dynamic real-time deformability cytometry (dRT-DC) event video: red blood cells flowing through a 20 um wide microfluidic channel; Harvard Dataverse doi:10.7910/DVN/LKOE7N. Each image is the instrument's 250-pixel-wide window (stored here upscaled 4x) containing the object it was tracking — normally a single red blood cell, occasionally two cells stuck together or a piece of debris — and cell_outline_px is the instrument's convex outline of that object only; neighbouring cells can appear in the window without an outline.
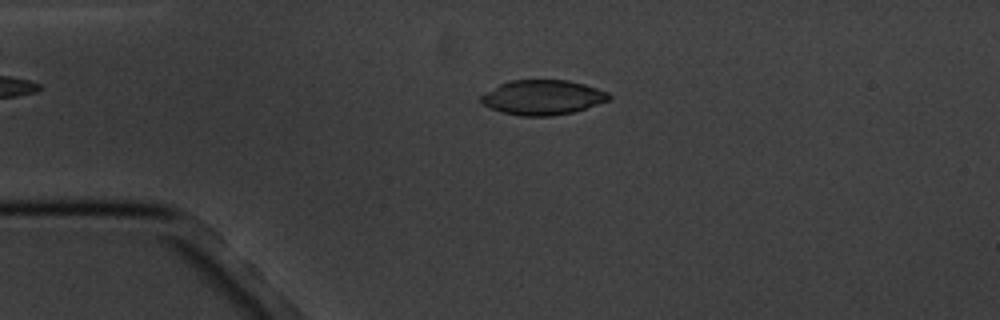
{"species": "common noctule bat (a hibernating species)", "species_latin": "Nyctalus noctula", "temperature_condition": "cold", "stored_images_in_passage": 4, "camera_frame_rate_fps": 3000, "um_per_image_px": 0.085, "animal": {"sex": "male", "body_mass_g": 20.1, "forearm_length_mm": 53.5}, "frame": {"image": 1, "passage_image": 3, "time_ms": 2.667, "image_size_px": [1000, 320], "cell_outline_px": [[612, 96], [608, 100], [576, 112], [552, 116], [520, 116], [500, 112], [484, 104], [480, 100], [480, 96], [500, 84], [512, 80], [568, 80], [584, 84], [608, 92]], "centroid_in_image_um": [46.14, 8.29], "position_along_channel_um": 38.9, "area_um2": 25.89}}